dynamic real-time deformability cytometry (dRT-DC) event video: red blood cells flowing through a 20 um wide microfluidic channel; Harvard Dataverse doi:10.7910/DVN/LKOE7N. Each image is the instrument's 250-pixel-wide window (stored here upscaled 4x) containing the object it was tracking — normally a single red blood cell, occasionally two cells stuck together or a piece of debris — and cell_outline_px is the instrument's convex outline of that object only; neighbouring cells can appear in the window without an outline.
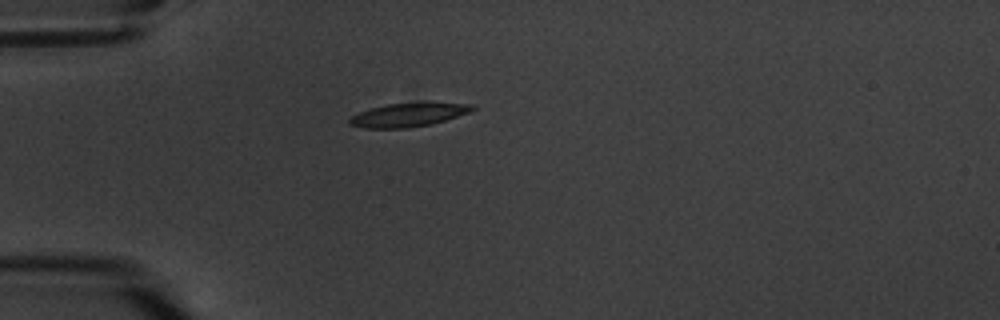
{"species": "common noctule bat (a hibernating species)", "species_latin": "Nyctalus noctula", "temperature_condition": "warm", "stored_images_in_passage": 5, "camera_frame_rate_fps": 3000, "um_per_image_px": 0.085, "animal": {"sex": "male", "body_mass_g": 20.1, "forearm_length_mm": 53.5}, "frame": {"image": 1, "passage_image": 1, "time_ms": 0.0, "image_size_px": [1000, 320], "cell_outline_px": [[476, 108], [472, 112], [432, 124], [408, 128], [364, 128], [348, 124], [348, 120], [352, 116], [360, 112], [372, 108], [388, 104], [420, 100], [428, 100], [472, 104]], "centroid_in_image_um": [34.82, 9.71], "position_along_channel_um": 50.2, "area_um2": 17.74}}
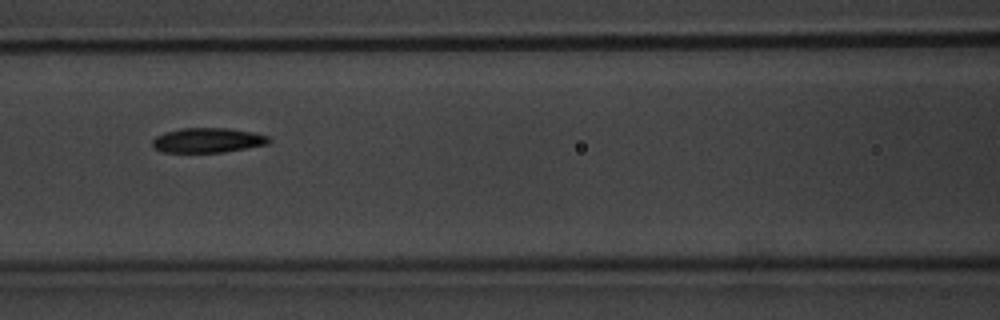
{"frame": {"image": 2, "passage_image": 4, "time_ms": 3.333, "image_size_px": [1000, 320], "cell_outline_px": [[272, 140], [268, 144], [224, 152], [160, 152], [152, 148], [152, 140], [156, 136], [164, 132], [180, 128], [228, 128], [252, 132], [268, 136]], "centroid_in_image_um": [17.62, 11.92], "position_along_channel_um": 149.0, "area_um2": 16.94}}